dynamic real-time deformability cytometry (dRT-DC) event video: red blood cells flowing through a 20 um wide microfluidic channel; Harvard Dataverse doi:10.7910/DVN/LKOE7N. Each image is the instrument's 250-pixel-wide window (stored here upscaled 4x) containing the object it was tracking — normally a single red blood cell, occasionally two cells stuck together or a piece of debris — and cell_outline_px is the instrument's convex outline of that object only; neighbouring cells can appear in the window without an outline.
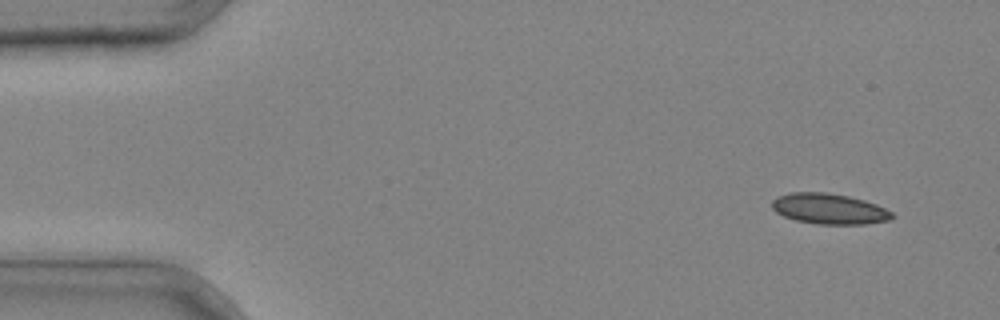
{"species": "common noctule bat (a hibernating species)", "species_latin": "Nyctalus noctula", "temperature_condition": "cold", "stored_images_in_passage": 40, "camera_frame_rate_fps": 3000, "um_per_image_px": 0.085, "animal": {"sex": "male", "body_mass_g": 20.4}, "frame": {"image": 1, "passage_image": 2, "time_ms": 0.333, "image_size_px": [1000, 320], "cell_outline_px": [[896, 216], [888, 220], [864, 224], [816, 224], [796, 220], [784, 216], [776, 212], [772, 208], [772, 200], [776, 196], [788, 192], [828, 192], [848, 196], [864, 200], [876, 204], [892, 212]], "centroid_in_image_um": [70.46, 17.74], "position_along_channel_um": 14.5, "area_um2": 21.5}}
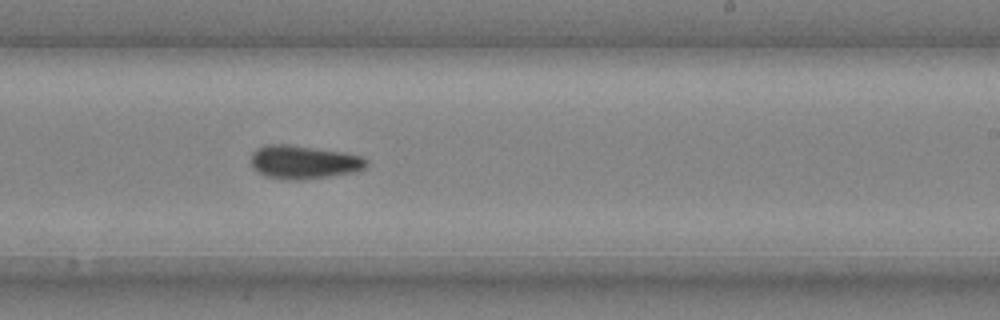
{"frame": {"image": 2, "passage_image": 25, "time_ms": 8.0, "image_size_px": [1000, 320], "cell_outline_px": [[368, 164], [364, 168], [356, 172], [328, 176], [296, 180], [292, 180], [268, 176], [260, 172], [252, 164], [252, 152], [256, 148], [264, 144], [288, 144], [344, 152], [364, 156], [368, 160]], "centroid_in_image_um": [25.87, 13.75], "position_along_channel_um": 263.1, "area_um2": 22.37}}
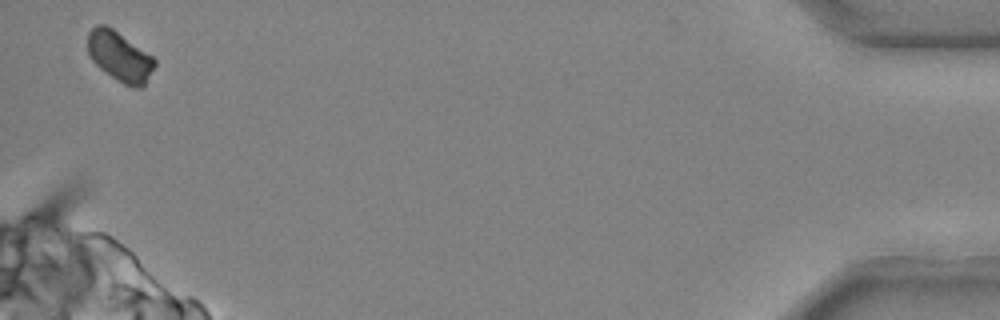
{"frame": {"image": 3, "passage_image": 40, "time_ms": 13.0, "image_size_px": [1000, 320], "cell_outline_px": [[156, 64], [144, 88], [132, 88], [124, 84], [104, 72], [92, 60], [88, 52], [88, 32], [96, 24], [104, 24], [112, 28], [152, 56], [156, 60]], "centroid_in_image_um": [10.18, 4.82], "position_along_channel_um": 425.0, "area_um2": 19.48}}